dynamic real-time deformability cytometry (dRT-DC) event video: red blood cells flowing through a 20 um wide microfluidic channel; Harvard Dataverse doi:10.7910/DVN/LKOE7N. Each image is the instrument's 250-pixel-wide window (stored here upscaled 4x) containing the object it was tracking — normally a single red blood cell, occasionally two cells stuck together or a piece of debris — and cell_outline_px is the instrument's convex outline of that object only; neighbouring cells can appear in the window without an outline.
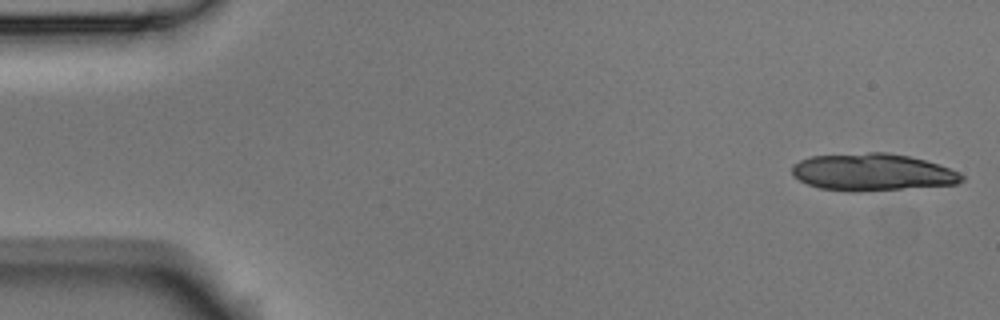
{"species": "Egyptian fruit bat (a non-hibernating species)", "species_latin": "Rousettus aegyptiacus", "temperature_condition": "room temperature", "stored_images_in_passage": 5, "camera_frame_rate_fps": 3000, "um_per_image_px": 0.085, "animal": {"sex": "male"}, "frame": {"image": 1, "passage_image": 1, "time_ms": 0.0, "image_size_px": [1000, 320], "cell_outline_px": [[964, 180], [956, 184], [856, 192], [852, 192], [820, 188], [808, 184], [792, 176], [792, 164], [800, 160], [812, 156], [868, 152], [888, 152], [908, 156], [940, 164], [960, 172], [964, 176]], "centroid_in_image_um": [74.15, 14.63], "position_along_channel_um": 10.8, "area_um2": 36.88}}